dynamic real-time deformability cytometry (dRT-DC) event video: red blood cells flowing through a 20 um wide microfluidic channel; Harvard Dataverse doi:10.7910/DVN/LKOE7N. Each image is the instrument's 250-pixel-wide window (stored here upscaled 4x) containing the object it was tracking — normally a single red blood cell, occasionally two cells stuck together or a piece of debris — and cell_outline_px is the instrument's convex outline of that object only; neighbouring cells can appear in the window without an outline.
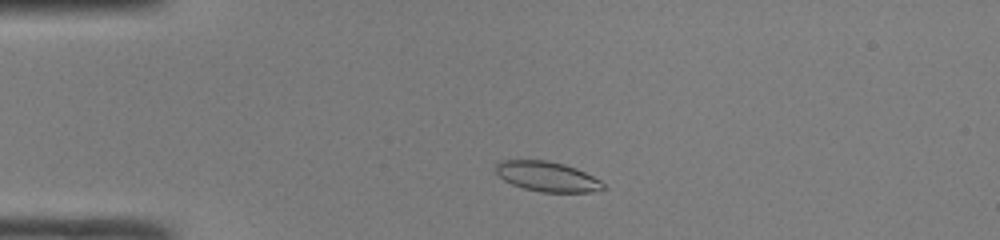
{"species": "common noctule bat (a hibernating species)", "species_latin": "Nyctalus noctula", "temperature_condition": "room temperature", "stored_images_in_passage": 42, "camera_frame_rate_fps": 3000, "um_per_image_px": 0.085, "animal": {"sex": "male", "body_mass_g": 19.0, "forearm_length_mm": 50.8}, "frame": {"image": 1, "passage_image": 5, "time_ms": 1.333, "image_size_px": [1000, 240], "cell_outline_px": [[608, 188], [592, 192], [540, 192], [524, 188], [512, 184], [504, 180], [496, 172], [496, 164], [500, 160], [548, 160], [564, 164], [576, 168], [600, 180]], "centroid_in_image_um": [46.53, 15.01], "position_along_channel_um": 38.5, "area_um2": 18.79}}
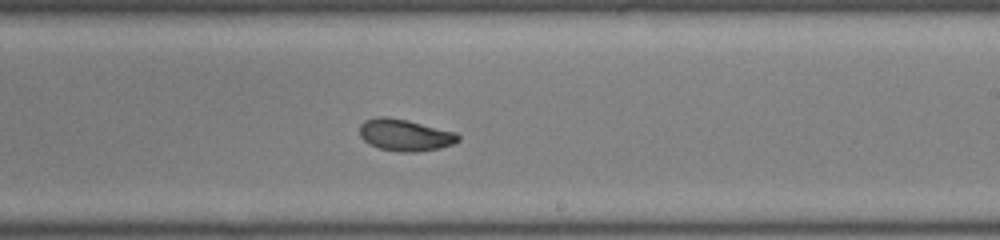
{"frame": {"image": 2, "passage_image": 23, "time_ms": 7.333, "image_size_px": [1000, 240], "cell_outline_px": [[460, 140], [452, 144], [440, 148], [416, 152], [400, 152], [380, 148], [368, 144], [360, 136], [360, 124], [364, 120], [376, 116], [388, 116], [408, 120], [456, 132], [460, 136]], "centroid_in_image_um": [34.41, 11.46], "position_along_channel_um": 254.6, "area_um2": 18.44}}
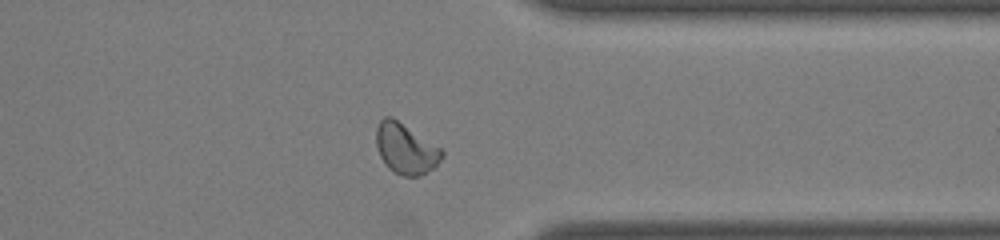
{"frame": {"image": 3, "passage_image": 32, "time_ms": 10.333, "image_size_px": [1000, 240], "cell_outline_px": [[444, 156], [432, 168], [420, 176], [404, 176], [388, 168], [384, 164], [380, 156], [376, 144], [376, 128], [380, 120], [384, 116], [392, 116], [440, 148], [444, 152]], "centroid_in_image_um": [34.45, 12.62], "position_along_channel_um": 376.9, "area_um2": 19.13}, "authors_computed_cell_mechanics": {"area_um2": 18.6405, "velocity_mm_per_s": 4.1906, "shape_relaxation_time_tau1_ms": 5.4704, "shape_relaxation_time_tau2_ms": 1.5325, "deformation_change_tau1": 0.1748, "deformation_change_tau2": 0.0631}}